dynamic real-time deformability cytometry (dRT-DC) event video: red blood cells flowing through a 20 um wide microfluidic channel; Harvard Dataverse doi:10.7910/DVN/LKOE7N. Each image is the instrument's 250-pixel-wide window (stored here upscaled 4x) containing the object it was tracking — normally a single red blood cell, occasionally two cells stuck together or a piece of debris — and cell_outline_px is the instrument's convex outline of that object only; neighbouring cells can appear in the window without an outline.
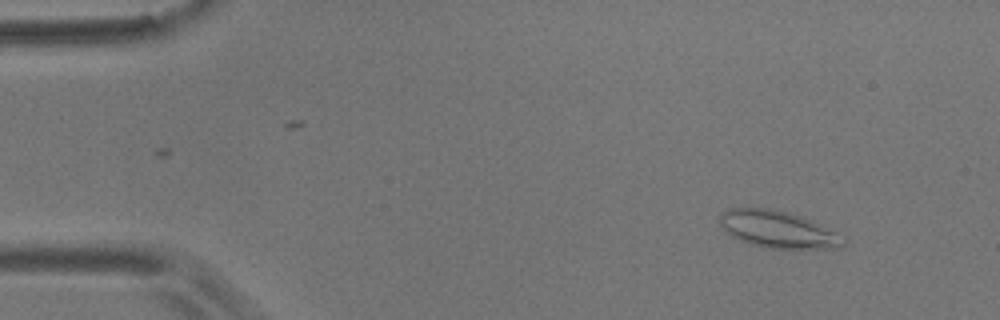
{"species": "common noctule bat (a hibernating species)", "species_latin": "Nyctalus noctula", "temperature_condition": "room temperature", "stored_images_in_passage": 17, "camera_frame_rate_fps": 3000, "um_per_image_px": 0.085, "animal": {"sex": "male", "body_mass_g": 17.9}, "frame": {"image": 1, "passage_image": 6, "time_ms": 1.667, "image_size_px": [1000, 320], "cell_outline_px": [[848, 240], [844, 244], [832, 248], [764, 248], [740, 240], [732, 236], [720, 224], [720, 216], [724, 212], [732, 208], [772, 208], [788, 212], [812, 220], [840, 232]], "centroid_in_image_um": [66.2, 19.5], "position_along_channel_um": 18.8, "area_um2": 26.65}}